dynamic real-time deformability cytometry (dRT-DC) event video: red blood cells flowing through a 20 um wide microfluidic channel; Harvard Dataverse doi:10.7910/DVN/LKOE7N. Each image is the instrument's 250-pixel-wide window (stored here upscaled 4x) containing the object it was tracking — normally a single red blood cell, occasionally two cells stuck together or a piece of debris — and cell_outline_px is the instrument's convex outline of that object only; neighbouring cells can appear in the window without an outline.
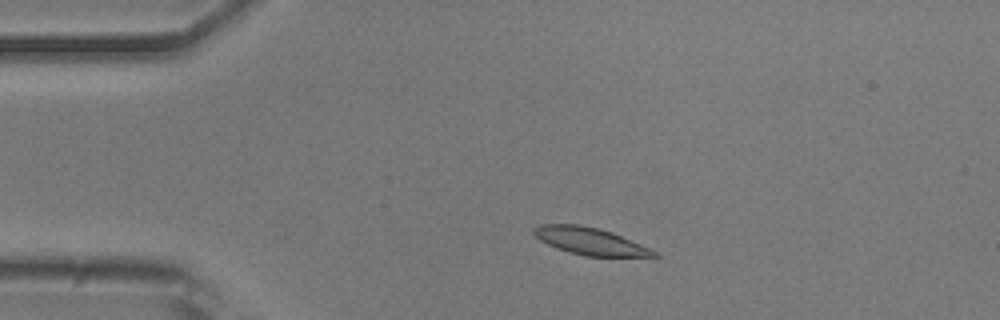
{"species": "common noctule bat (a hibernating species)", "species_latin": "Nyctalus noctula", "temperature_condition": "room temperature", "stored_images_in_passage": 43, "camera_frame_rate_fps": 3000, "um_per_image_px": 0.085, "animal": {"sex": "male", "body_mass_g": 20.5, "forearm_length_mm": 52.5}, "frame": {"image": 1, "passage_image": 1, "time_ms": 0.0, "image_size_px": [1000, 320], "cell_outline_px": [[660, 256], [584, 256], [556, 248], [540, 240], [532, 232], [532, 228], [540, 224], [576, 224], [596, 228], [612, 232], [652, 248]], "centroid_in_image_um": [50.15, 20.49], "position_along_channel_um": 34.9, "area_um2": 18.9}}
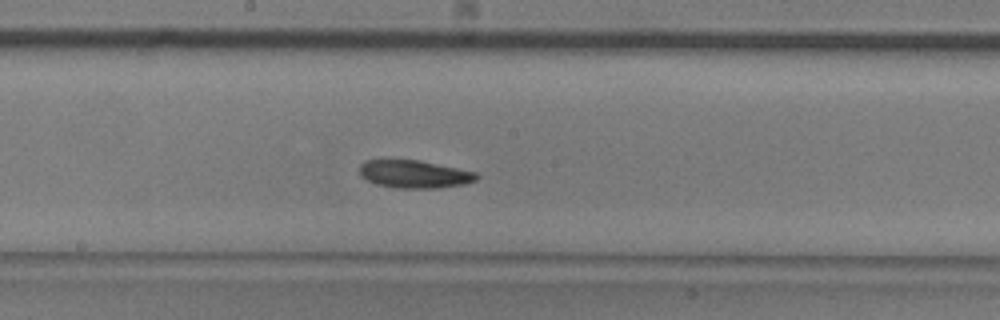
{"frame": {"image": 2, "passage_image": 18, "time_ms": 5.667, "image_size_px": [1000, 320], "cell_outline_px": [[480, 176], [476, 180], [464, 184], [440, 188], [396, 188], [376, 184], [360, 176], [360, 164], [364, 160], [420, 160], [476, 172]], "centroid_in_image_um": [35.22, 14.8], "position_along_channel_um": 213.0, "area_um2": 19.02}}
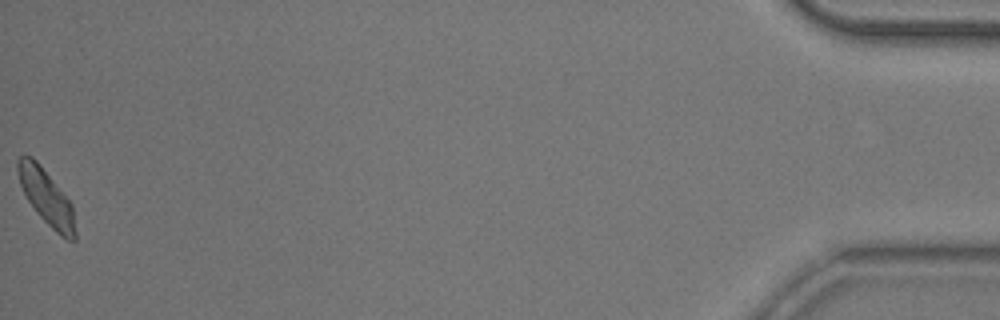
{"frame": {"image": 3, "passage_image": 43, "time_ms": 14.0, "image_size_px": [1000, 320], "cell_outline_px": [[76, 240], [68, 240], [60, 236], [36, 212], [28, 200], [20, 184], [16, 168], [16, 160], [20, 156], [32, 156], [40, 164], [72, 204], [76, 232]], "centroid_in_image_um": [3.94, 16.76], "position_along_channel_um": 431.3, "area_um2": 18.38}, "authors_computed_cell_mechanics": {"area_um2": 18.9584, "velocity_mm_per_s": 3.8251, "shape_relaxation_time_tau1_ms": 4.4478, "shape_relaxation_time_tau2_ms": 8.4529, "deformation_change_tau1": 0.1049, "deformation_change_tau2": 0.1458}}